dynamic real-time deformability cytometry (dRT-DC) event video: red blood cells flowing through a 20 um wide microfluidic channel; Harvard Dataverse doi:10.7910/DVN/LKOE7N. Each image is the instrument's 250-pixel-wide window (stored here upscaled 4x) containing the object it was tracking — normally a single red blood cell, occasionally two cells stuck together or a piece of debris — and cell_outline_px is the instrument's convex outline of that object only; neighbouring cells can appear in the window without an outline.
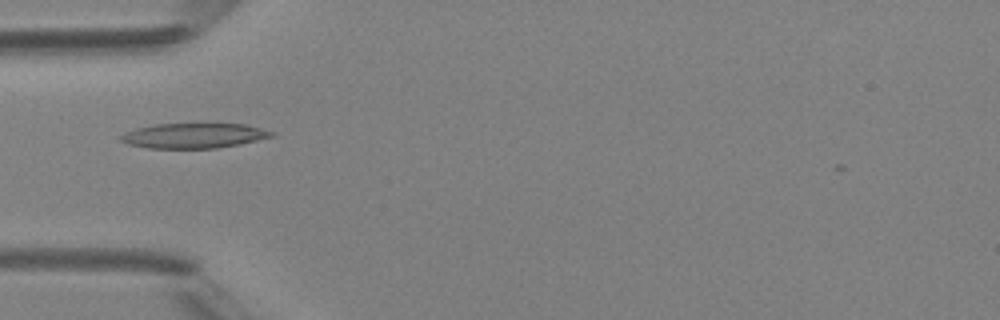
{"species": "Egyptian fruit bat (a non-hibernating species)", "species_latin": "Rousettus aegyptiacus", "temperature_condition": "room temperature", "stored_images_in_passage": 1, "camera_frame_rate_fps": 3000, "um_per_image_px": 0.085, "animal": {"sex": "female"}, "frame": {"image": 1, "passage_image": 1, "time_ms": 0.0, "image_size_px": [1000, 320], "cell_outline_px": [[276, 136], [240, 144], [216, 148], [148, 148], [128, 144], [120, 140], [120, 136], [124, 132], [136, 128], [156, 124], [244, 124], [276, 132]], "centroid_in_image_um": [16.49, 11.53], "position_along_channel_um": 68.5, "area_um2": 21.96}}